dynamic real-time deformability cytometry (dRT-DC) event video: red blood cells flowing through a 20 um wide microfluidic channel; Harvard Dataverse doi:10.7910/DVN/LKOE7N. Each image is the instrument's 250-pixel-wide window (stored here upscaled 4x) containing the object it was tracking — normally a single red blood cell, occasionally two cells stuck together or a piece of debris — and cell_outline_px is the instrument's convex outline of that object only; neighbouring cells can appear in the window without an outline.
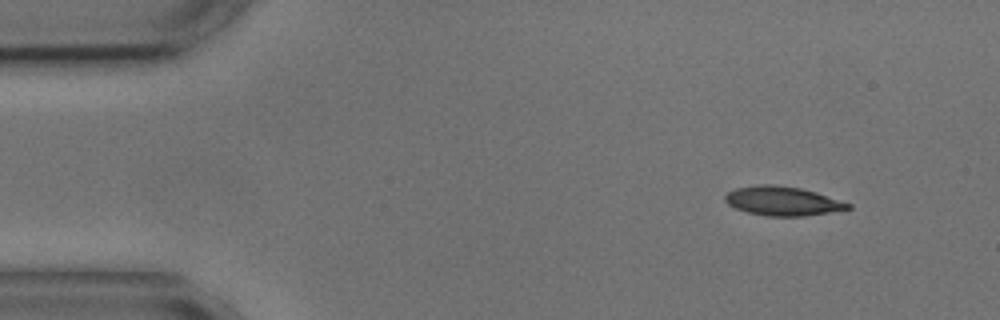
{"species": "common noctule bat (a hibernating species)", "species_latin": "Nyctalus noctula", "temperature_condition": "cold", "stored_images_in_passage": 5, "camera_frame_rate_fps": 3000, "um_per_image_px": 0.085, "animal": {"sex": "male", "body_mass_g": 17.9, "forearm_length_mm": 54.2}, "frame": {"image": 1, "passage_image": 1, "time_ms": 0.0, "image_size_px": [1000, 320], "cell_outline_px": [[852, 208], [804, 216], [764, 216], [748, 212], [736, 208], [728, 204], [724, 200], [724, 196], [728, 192], [736, 188], [760, 184], [776, 184], [800, 188], [816, 192], [852, 204]], "centroid_in_image_um": [66.5, 17.08], "position_along_channel_um": 18.5, "area_um2": 20.81}}
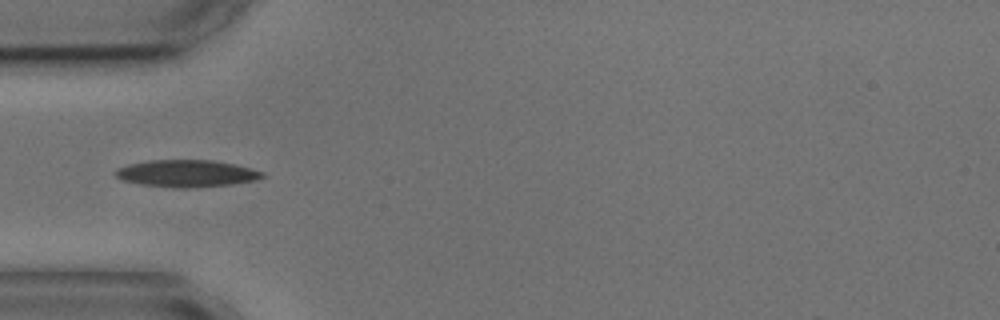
{"frame": {"image": 2, "passage_image": 4, "time_ms": 3.667, "image_size_px": [1000, 320], "cell_outline_px": [[268, 176], [256, 180], [232, 184], [184, 188], [176, 188], [144, 184], [120, 180], [116, 176], [116, 168], [128, 164], [148, 160], [212, 160], [236, 164], [264, 172]], "centroid_in_image_um": [15.89, 14.73], "position_along_channel_um": 69.1, "area_um2": 23.18}}